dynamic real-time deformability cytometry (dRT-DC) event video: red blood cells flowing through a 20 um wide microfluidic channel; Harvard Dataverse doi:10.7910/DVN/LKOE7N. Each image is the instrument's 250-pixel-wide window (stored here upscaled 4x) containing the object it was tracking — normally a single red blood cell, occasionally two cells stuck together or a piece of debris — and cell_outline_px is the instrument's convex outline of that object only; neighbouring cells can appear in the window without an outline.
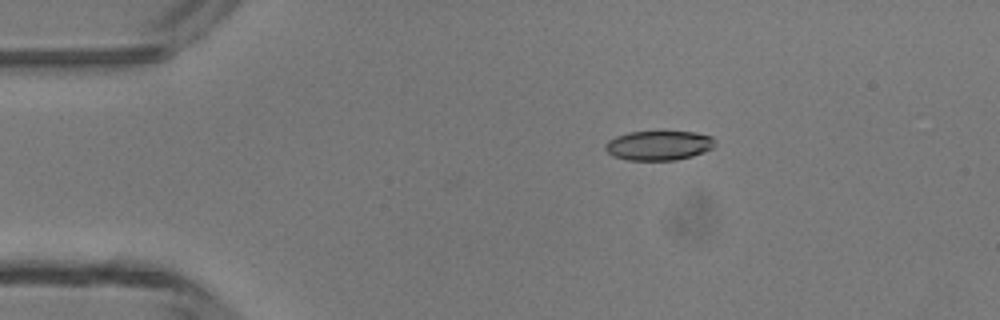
{"species": "common noctule bat (a hibernating species)", "species_latin": "Nyctalus noctula", "temperature_condition": "room temperature", "stored_images_in_passage": 3, "camera_frame_rate_fps": 3000, "um_per_image_px": 0.085, "animal": {"sex": "male", "body_mass_g": 13.3}, "frame": {"image": 1, "passage_image": 3, "time_ms": 2.333, "image_size_px": [1000, 320], "cell_outline_px": [[716, 144], [712, 148], [704, 152], [692, 156], [676, 160], [628, 160], [612, 156], [604, 148], [604, 144], [608, 140], [616, 136], [628, 132], [696, 132], [712, 136], [716, 140]], "centroid_in_image_um": [56.0, 12.36], "position_along_channel_um": 29.0, "area_um2": 19.02}}